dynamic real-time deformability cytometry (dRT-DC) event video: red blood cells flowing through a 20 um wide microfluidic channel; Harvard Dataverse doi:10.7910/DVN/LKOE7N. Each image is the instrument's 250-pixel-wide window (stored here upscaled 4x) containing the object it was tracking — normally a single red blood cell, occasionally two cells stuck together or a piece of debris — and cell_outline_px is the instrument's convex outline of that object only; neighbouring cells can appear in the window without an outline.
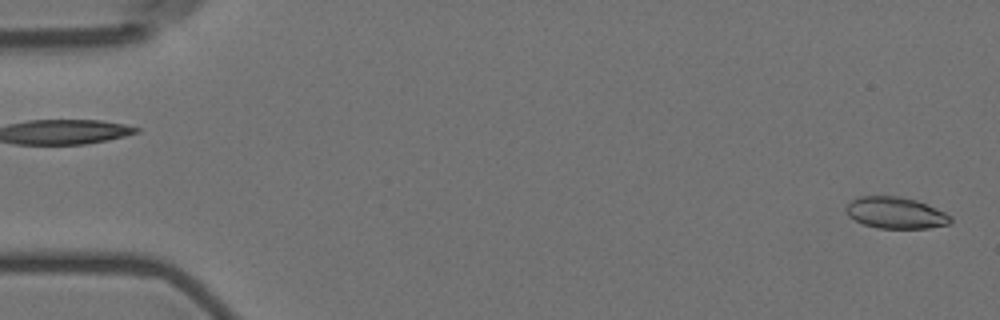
{"species": "Egyptian fruit bat (a non-hibernating species)", "species_latin": "Rousettus aegyptiacus", "temperature_condition": "room temperature", "stored_images_in_passage": 4, "segment_of_instrument_passage": [2, 2], "camera_frame_rate_fps": 3000, "um_per_image_px": 0.085, "animal": {"sex": "female"}, "frame": {"image": 1, "passage_image": 4, "time_ms": 4.333, "image_size_px": [1000, 320], "cell_outline_px": [[952, 220], [948, 224], [928, 228], [876, 228], [864, 224], [848, 216], [844, 208], [852, 200], [860, 196], [900, 196], [916, 200], [936, 208], [952, 216]], "centroid_in_image_um": [76.12, 18.09], "position_along_channel_um": 8.9, "area_um2": 19.13}}